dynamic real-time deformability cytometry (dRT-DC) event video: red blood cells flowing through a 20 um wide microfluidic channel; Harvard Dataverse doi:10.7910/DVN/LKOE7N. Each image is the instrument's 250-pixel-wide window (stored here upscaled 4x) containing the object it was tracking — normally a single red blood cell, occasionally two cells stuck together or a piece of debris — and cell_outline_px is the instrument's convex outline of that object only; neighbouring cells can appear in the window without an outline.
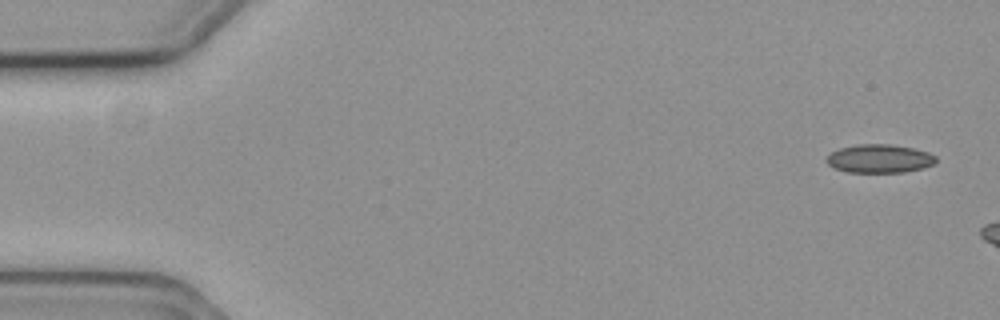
{"species": "common noctule bat (a hibernating species)", "species_latin": "Nyctalus noctula", "temperature_condition": "cold", "stored_images_in_passage": 2, "camera_frame_rate_fps": 3000, "um_per_image_px": 0.085, "animal": {"sex": "female", "body_mass_g": 19.3, "forearm_length_mm": 54.1}, "frame": {"image": 1, "passage_image": 1, "time_ms": 0.0, "image_size_px": [1000, 320], "cell_outline_px": [[936, 160], [932, 164], [920, 168], [904, 172], [848, 172], [836, 168], [828, 164], [824, 160], [832, 152], [840, 148], [856, 144], [892, 144], [912, 148], [928, 152], [936, 156]], "centroid_in_image_um": [74.73, 13.47], "position_along_channel_um": 10.3, "area_um2": 17.98}}